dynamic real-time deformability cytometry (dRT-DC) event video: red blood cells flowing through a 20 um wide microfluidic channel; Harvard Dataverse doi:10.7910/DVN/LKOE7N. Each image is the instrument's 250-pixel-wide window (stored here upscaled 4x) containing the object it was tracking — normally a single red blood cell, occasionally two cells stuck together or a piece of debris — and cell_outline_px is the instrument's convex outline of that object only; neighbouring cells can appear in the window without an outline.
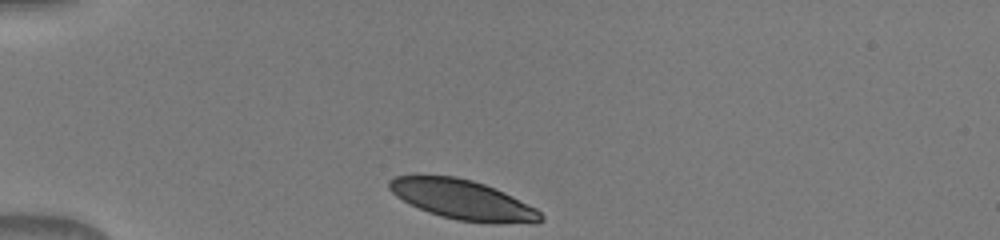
{"species": "human", "species_latin": "Homo sapiens", "temperature_condition": "warm", "stored_images_in_passage": 35, "camera_frame_rate_fps": 3000, "um_per_image_px": 0.085, "donor": {"sex": "male"}, "frame": {"image": 1, "passage_image": 1, "time_ms": 0.0, "image_size_px": [1000, 240], "cell_outline_px": [[544, 220], [536, 224], [496, 224], [456, 220], [440, 216], [428, 212], [396, 196], [388, 188], [388, 180], [396, 176], [416, 172], [456, 176], [472, 180], [496, 188], [536, 208], [544, 216]], "centroid_in_image_um": [39.33, 16.95], "position_along_channel_um": 45.7, "area_um2": 36.07}}
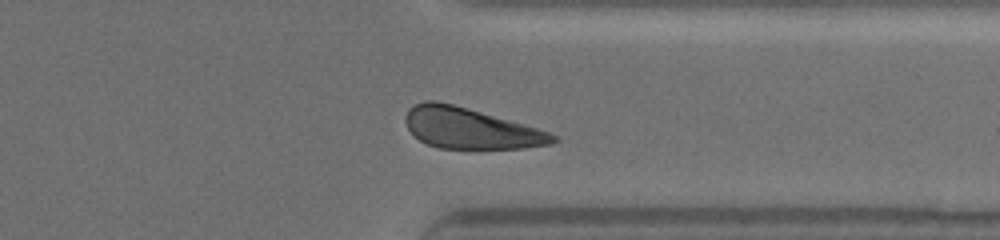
{"frame": {"image": 2, "passage_image": 28, "time_ms": 9.0, "image_size_px": [1000, 240], "cell_outline_px": [[560, 140], [552, 144], [524, 148], [440, 148], [428, 144], [420, 140], [408, 128], [404, 120], [408, 108], [416, 104], [428, 100], [436, 100], [468, 108], [524, 124], [548, 132], [556, 136]], "centroid_in_image_um": [39.98, 10.9], "position_along_channel_um": 371.4, "area_um2": 34.68}}
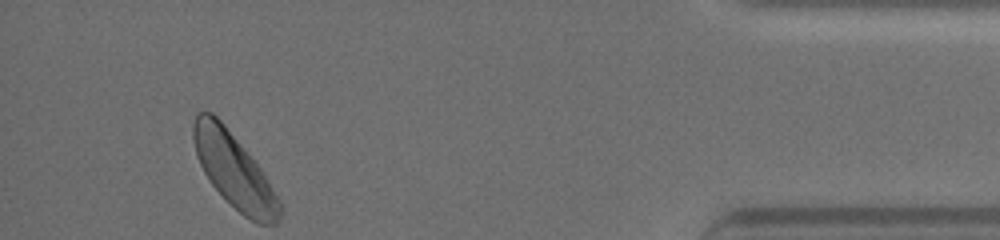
{"frame": {"image": 3, "passage_image": 35, "time_ms": 11.333, "image_size_px": [1000, 240], "cell_outline_px": [[280, 216], [276, 224], [260, 224], [244, 216], [208, 180], [196, 156], [192, 136], [192, 124], [196, 112], [212, 112], [224, 124], [260, 168], [280, 200]], "centroid_in_image_um": [19.86, 14.47], "position_along_channel_um": 415.3, "area_um2": 36.82}}